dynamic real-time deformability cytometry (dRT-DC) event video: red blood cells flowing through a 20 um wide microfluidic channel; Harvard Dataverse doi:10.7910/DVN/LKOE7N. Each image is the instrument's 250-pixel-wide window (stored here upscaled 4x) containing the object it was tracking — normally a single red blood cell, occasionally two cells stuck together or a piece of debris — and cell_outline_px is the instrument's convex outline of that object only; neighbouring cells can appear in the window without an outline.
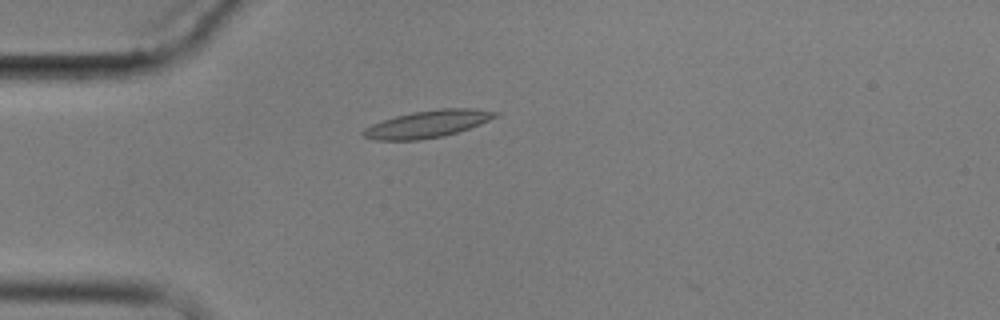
{"species": "common noctule bat (a hibernating species)", "species_latin": "Nyctalus noctula", "temperature_condition": "cold", "stored_images_in_passage": 5, "camera_frame_rate_fps": 3000, "um_per_image_px": 0.085, "animal": {"sex": "male", "body_mass_g": 17.9}, "frame": {"image": 1, "passage_image": 5, "time_ms": 5.0, "image_size_px": [1000, 320], "cell_outline_px": [[500, 112], [496, 116], [480, 124], [444, 136], [420, 140], [376, 140], [360, 136], [360, 132], [364, 128], [372, 124], [396, 116], [412, 112], [440, 108], [472, 108]], "centroid_in_image_um": [36.3, 10.54], "position_along_channel_um": 48.7, "area_um2": 20.87}}